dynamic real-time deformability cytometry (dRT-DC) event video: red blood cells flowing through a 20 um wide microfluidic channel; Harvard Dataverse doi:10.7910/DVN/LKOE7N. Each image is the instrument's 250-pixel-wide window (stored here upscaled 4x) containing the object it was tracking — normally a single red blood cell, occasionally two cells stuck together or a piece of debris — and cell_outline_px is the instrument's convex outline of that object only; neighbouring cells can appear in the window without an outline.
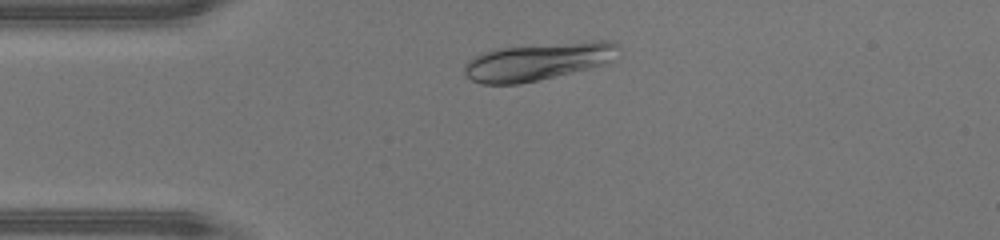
{"species": "human", "species_latin": "Homo sapiens", "temperature_condition": "warm", "stored_images_in_passage": 40, "camera_frame_rate_fps": 3000, "um_per_image_px": 0.085, "donor": {"sex": "male"}, "frame": {"image": 1, "passage_image": 5, "time_ms": 1.333, "image_size_px": [1000, 240], "cell_outline_px": [[620, 48], [612, 60], [608, 64], [540, 80], [520, 84], [480, 84], [464, 76], [464, 64], [472, 56], [480, 52], [496, 48], [588, 40], [612, 40], [620, 44]], "centroid_in_image_um": [45.74, 5.21], "position_along_channel_um": 39.3, "area_um2": 34.68}}
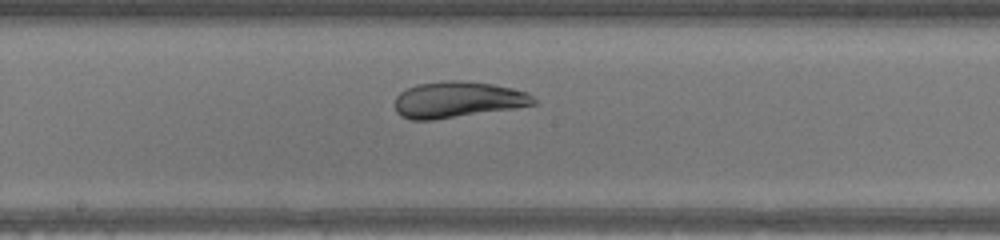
{"frame": {"image": 2, "passage_image": 18, "time_ms": 5.667, "image_size_px": [1000, 240], "cell_outline_px": [[536, 104], [516, 108], [432, 120], [412, 120], [400, 116], [396, 112], [396, 96], [400, 92], [416, 84], [444, 80], [460, 80], [492, 84], [512, 88], [528, 92], [536, 100]], "centroid_in_image_um": [38.9, 8.47], "position_along_channel_um": 209.3, "area_um2": 29.3}}
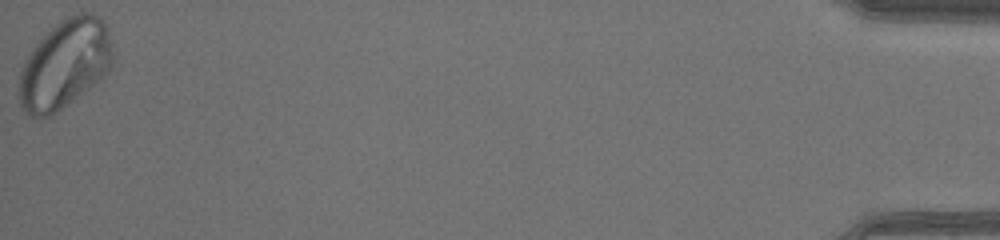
{"frame": {"image": 3, "passage_image": 40, "time_ms": 13.0, "image_size_px": [1000, 240], "cell_outline_px": [[116, 56], [112, 68], [100, 80], [52, 116], [40, 120], [32, 116], [20, 104], [20, 72], [24, 60], [32, 48], [60, 20], [76, 12], [88, 12], [100, 16], [104, 20], [108, 28]], "centroid_in_image_um": [5.58, 5.44], "position_along_channel_um": 429.6, "area_um2": 49.13}, "authors_computed_cell_mechanics": {"area_um2": 33.8419, "velocity_mm_per_s": 4.4941, "shape_relaxation_time_tau1_ms": 5.3086, "shape_relaxation_time_tau2_ms": null, "deformation_change_tau1": 0.1781, "deformation_change_tau2": null}}